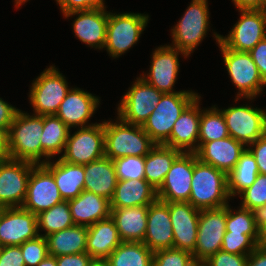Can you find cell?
<instances>
[{"instance_id":"8","label":"cell","mask_w":266,"mask_h":266,"mask_svg":"<svg viewBox=\"0 0 266 266\" xmlns=\"http://www.w3.org/2000/svg\"><path fill=\"white\" fill-rule=\"evenodd\" d=\"M208 24L207 0H192L184 16L172 29L173 47L190 55L206 35Z\"/></svg>"},{"instance_id":"44","label":"cell","mask_w":266,"mask_h":266,"mask_svg":"<svg viewBox=\"0 0 266 266\" xmlns=\"http://www.w3.org/2000/svg\"><path fill=\"white\" fill-rule=\"evenodd\" d=\"M207 261L211 266H246L248 255H237L219 250L211 255Z\"/></svg>"},{"instance_id":"11","label":"cell","mask_w":266,"mask_h":266,"mask_svg":"<svg viewBox=\"0 0 266 266\" xmlns=\"http://www.w3.org/2000/svg\"><path fill=\"white\" fill-rule=\"evenodd\" d=\"M162 94L143 78H137L122 98L118 107V118L126 123L142 126L154 111Z\"/></svg>"},{"instance_id":"33","label":"cell","mask_w":266,"mask_h":266,"mask_svg":"<svg viewBox=\"0 0 266 266\" xmlns=\"http://www.w3.org/2000/svg\"><path fill=\"white\" fill-rule=\"evenodd\" d=\"M70 128L55 114L44 115L43 132L40 137L42 156L51 158L65 150Z\"/></svg>"},{"instance_id":"41","label":"cell","mask_w":266,"mask_h":266,"mask_svg":"<svg viewBox=\"0 0 266 266\" xmlns=\"http://www.w3.org/2000/svg\"><path fill=\"white\" fill-rule=\"evenodd\" d=\"M118 181L145 179V156H125L113 160Z\"/></svg>"},{"instance_id":"34","label":"cell","mask_w":266,"mask_h":266,"mask_svg":"<svg viewBox=\"0 0 266 266\" xmlns=\"http://www.w3.org/2000/svg\"><path fill=\"white\" fill-rule=\"evenodd\" d=\"M106 259L110 266H153V252L143 242H122Z\"/></svg>"},{"instance_id":"3","label":"cell","mask_w":266,"mask_h":266,"mask_svg":"<svg viewBox=\"0 0 266 266\" xmlns=\"http://www.w3.org/2000/svg\"><path fill=\"white\" fill-rule=\"evenodd\" d=\"M104 122L105 157L112 160L125 156H146L156 145L142 126ZM131 127V128H130Z\"/></svg>"},{"instance_id":"45","label":"cell","mask_w":266,"mask_h":266,"mask_svg":"<svg viewBox=\"0 0 266 266\" xmlns=\"http://www.w3.org/2000/svg\"><path fill=\"white\" fill-rule=\"evenodd\" d=\"M0 266H25L20 245L0 247Z\"/></svg>"},{"instance_id":"2","label":"cell","mask_w":266,"mask_h":266,"mask_svg":"<svg viewBox=\"0 0 266 266\" xmlns=\"http://www.w3.org/2000/svg\"><path fill=\"white\" fill-rule=\"evenodd\" d=\"M44 115L17 112L9 129V158L40 164Z\"/></svg>"},{"instance_id":"17","label":"cell","mask_w":266,"mask_h":266,"mask_svg":"<svg viewBox=\"0 0 266 266\" xmlns=\"http://www.w3.org/2000/svg\"><path fill=\"white\" fill-rule=\"evenodd\" d=\"M241 18L220 42L228 49L249 52L266 38V21L262 10H240Z\"/></svg>"},{"instance_id":"43","label":"cell","mask_w":266,"mask_h":266,"mask_svg":"<svg viewBox=\"0 0 266 266\" xmlns=\"http://www.w3.org/2000/svg\"><path fill=\"white\" fill-rule=\"evenodd\" d=\"M193 254L181 249H164L153 253V266H191Z\"/></svg>"},{"instance_id":"29","label":"cell","mask_w":266,"mask_h":266,"mask_svg":"<svg viewBox=\"0 0 266 266\" xmlns=\"http://www.w3.org/2000/svg\"><path fill=\"white\" fill-rule=\"evenodd\" d=\"M121 243L115 221L111 217L88 226L86 252L92 258L106 259Z\"/></svg>"},{"instance_id":"54","label":"cell","mask_w":266,"mask_h":266,"mask_svg":"<svg viewBox=\"0 0 266 266\" xmlns=\"http://www.w3.org/2000/svg\"><path fill=\"white\" fill-rule=\"evenodd\" d=\"M261 244L266 246V212L261 214Z\"/></svg>"},{"instance_id":"15","label":"cell","mask_w":266,"mask_h":266,"mask_svg":"<svg viewBox=\"0 0 266 266\" xmlns=\"http://www.w3.org/2000/svg\"><path fill=\"white\" fill-rule=\"evenodd\" d=\"M194 172V152H181L174 160L157 198L162 202H188Z\"/></svg>"},{"instance_id":"18","label":"cell","mask_w":266,"mask_h":266,"mask_svg":"<svg viewBox=\"0 0 266 266\" xmlns=\"http://www.w3.org/2000/svg\"><path fill=\"white\" fill-rule=\"evenodd\" d=\"M173 227V248L194 252L198 233L200 210L189 202H169Z\"/></svg>"},{"instance_id":"35","label":"cell","mask_w":266,"mask_h":266,"mask_svg":"<svg viewBox=\"0 0 266 266\" xmlns=\"http://www.w3.org/2000/svg\"><path fill=\"white\" fill-rule=\"evenodd\" d=\"M259 174L255 157L246 148L234 169L228 174V191L230 196L240 194L250 187Z\"/></svg>"},{"instance_id":"48","label":"cell","mask_w":266,"mask_h":266,"mask_svg":"<svg viewBox=\"0 0 266 266\" xmlns=\"http://www.w3.org/2000/svg\"><path fill=\"white\" fill-rule=\"evenodd\" d=\"M249 54L258 68L261 78L266 83V38L251 49Z\"/></svg>"},{"instance_id":"42","label":"cell","mask_w":266,"mask_h":266,"mask_svg":"<svg viewBox=\"0 0 266 266\" xmlns=\"http://www.w3.org/2000/svg\"><path fill=\"white\" fill-rule=\"evenodd\" d=\"M25 266H37L48 255V243L46 237L38 235L20 245Z\"/></svg>"},{"instance_id":"5","label":"cell","mask_w":266,"mask_h":266,"mask_svg":"<svg viewBox=\"0 0 266 266\" xmlns=\"http://www.w3.org/2000/svg\"><path fill=\"white\" fill-rule=\"evenodd\" d=\"M214 35L223 54V60L230 78L240 91V93L237 94L238 96L235 101H237L240 96L248 99L254 98L260 91H262V86L266 85V83L261 78L259 70L255 62L252 60L251 55L249 52L235 51L226 48L220 42L221 35Z\"/></svg>"},{"instance_id":"51","label":"cell","mask_w":266,"mask_h":266,"mask_svg":"<svg viewBox=\"0 0 266 266\" xmlns=\"http://www.w3.org/2000/svg\"><path fill=\"white\" fill-rule=\"evenodd\" d=\"M246 266H266V246L260 244L248 255Z\"/></svg>"},{"instance_id":"26","label":"cell","mask_w":266,"mask_h":266,"mask_svg":"<svg viewBox=\"0 0 266 266\" xmlns=\"http://www.w3.org/2000/svg\"><path fill=\"white\" fill-rule=\"evenodd\" d=\"M84 190L111 200L117 185L113 160L103 157L84 165Z\"/></svg>"},{"instance_id":"38","label":"cell","mask_w":266,"mask_h":266,"mask_svg":"<svg viewBox=\"0 0 266 266\" xmlns=\"http://www.w3.org/2000/svg\"><path fill=\"white\" fill-rule=\"evenodd\" d=\"M226 232L261 235V215L244 207L234 214L227 204Z\"/></svg>"},{"instance_id":"25","label":"cell","mask_w":266,"mask_h":266,"mask_svg":"<svg viewBox=\"0 0 266 266\" xmlns=\"http://www.w3.org/2000/svg\"><path fill=\"white\" fill-rule=\"evenodd\" d=\"M68 203L75 225L90 226L111 217L110 200L87 190Z\"/></svg>"},{"instance_id":"49","label":"cell","mask_w":266,"mask_h":266,"mask_svg":"<svg viewBox=\"0 0 266 266\" xmlns=\"http://www.w3.org/2000/svg\"><path fill=\"white\" fill-rule=\"evenodd\" d=\"M92 260L87 252L56 257L57 266H89Z\"/></svg>"},{"instance_id":"57","label":"cell","mask_w":266,"mask_h":266,"mask_svg":"<svg viewBox=\"0 0 266 266\" xmlns=\"http://www.w3.org/2000/svg\"><path fill=\"white\" fill-rule=\"evenodd\" d=\"M191 266H211L205 259H194Z\"/></svg>"},{"instance_id":"40","label":"cell","mask_w":266,"mask_h":266,"mask_svg":"<svg viewBox=\"0 0 266 266\" xmlns=\"http://www.w3.org/2000/svg\"><path fill=\"white\" fill-rule=\"evenodd\" d=\"M241 196L243 198L241 207L261 215L266 210V175L259 173L255 182L241 192Z\"/></svg>"},{"instance_id":"14","label":"cell","mask_w":266,"mask_h":266,"mask_svg":"<svg viewBox=\"0 0 266 266\" xmlns=\"http://www.w3.org/2000/svg\"><path fill=\"white\" fill-rule=\"evenodd\" d=\"M226 232V206L200 210L194 259L207 260L221 250Z\"/></svg>"},{"instance_id":"32","label":"cell","mask_w":266,"mask_h":266,"mask_svg":"<svg viewBox=\"0 0 266 266\" xmlns=\"http://www.w3.org/2000/svg\"><path fill=\"white\" fill-rule=\"evenodd\" d=\"M180 150L156 144L145 156V180L156 190L163 184Z\"/></svg>"},{"instance_id":"24","label":"cell","mask_w":266,"mask_h":266,"mask_svg":"<svg viewBox=\"0 0 266 266\" xmlns=\"http://www.w3.org/2000/svg\"><path fill=\"white\" fill-rule=\"evenodd\" d=\"M99 99L81 89H70L61 102L57 115L69 128L85 124L98 107Z\"/></svg>"},{"instance_id":"4","label":"cell","mask_w":266,"mask_h":266,"mask_svg":"<svg viewBox=\"0 0 266 266\" xmlns=\"http://www.w3.org/2000/svg\"><path fill=\"white\" fill-rule=\"evenodd\" d=\"M199 97L194 92L179 91L162 94L154 111L142 125L155 144H164L182 112Z\"/></svg>"},{"instance_id":"13","label":"cell","mask_w":266,"mask_h":266,"mask_svg":"<svg viewBox=\"0 0 266 266\" xmlns=\"http://www.w3.org/2000/svg\"><path fill=\"white\" fill-rule=\"evenodd\" d=\"M230 137L243 145L252 144L265 135L266 112L249 106L230 107L221 111Z\"/></svg>"},{"instance_id":"22","label":"cell","mask_w":266,"mask_h":266,"mask_svg":"<svg viewBox=\"0 0 266 266\" xmlns=\"http://www.w3.org/2000/svg\"><path fill=\"white\" fill-rule=\"evenodd\" d=\"M244 145L233 137L205 142L195 153L198 159L229 174L245 151Z\"/></svg>"},{"instance_id":"47","label":"cell","mask_w":266,"mask_h":266,"mask_svg":"<svg viewBox=\"0 0 266 266\" xmlns=\"http://www.w3.org/2000/svg\"><path fill=\"white\" fill-rule=\"evenodd\" d=\"M250 145H253L255 149L253 147L251 149V146L247 149L255 157L259 173L266 175V134Z\"/></svg>"},{"instance_id":"53","label":"cell","mask_w":266,"mask_h":266,"mask_svg":"<svg viewBox=\"0 0 266 266\" xmlns=\"http://www.w3.org/2000/svg\"><path fill=\"white\" fill-rule=\"evenodd\" d=\"M9 158V129L0 128V160Z\"/></svg>"},{"instance_id":"55","label":"cell","mask_w":266,"mask_h":266,"mask_svg":"<svg viewBox=\"0 0 266 266\" xmlns=\"http://www.w3.org/2000/svg\"><path fill=\"white\" fill-rule=\"evenodd\" d=\"M37 266H57L56 257L48 255Z\"/></svg>"},{"instance_id":"1","label":"cell","mask_w":266,"mask_h":266,"mask_svg":"<svg viewBox=\"0 0 266 266\" xmlns=\"http://www.w3.org/2000/svg\"><path fill=\"white\" fill-rule=\"evenodd\" d=\"M229 198L228 174L201 162L194 152V172L188 202L199 210L216 209L226 206Z\"/></svg>"},{"instance_id":"46","label":"cell","mask_w":266,"mask_h":266,"mask_svg":"<svg viewBox=\"0 0 266 266\" xmlns=\"http://www.w3.org/2000/svg\"><path fill=\"white\" fill-rule=\"evenodd\" d=\"M63 12L89 10L93 8H105L103 0H56Z\"/></svg>"},{"instance_id":"20","label":"cell","mask_w":266,"mask_h":266,"mask_svg":"<svg viewBox=\"0 0 266 266\" xmlns=\"http://www.w3.org/2000/svg\"><path fill=\"white\" fill-rule=\"evenodd\" d=\"M187 55L172 46H162L155 49L150 66V73L143 78L147 83L157 88L160 92L175 93L172 89L179 70L178 53ZM174 91V92H173Z\"/></svg>"},{"instance_id":"31","label":"cell","mask_w":266,"mask_h":266,"mask_svg":"<svg viewBox=\"0 0 266 266\" xmlns=\"http://www.w3.org/2000/svg\"><path fill=\"white\" fill-rule=\"evenodd\" d=\"M88 226L74 225L46 236L50 256L86 252Z\"/></svg>"},{"instance_id":"10","label":"cell","mask_w":266,"mask_h":266,"mask_svg":"<svg viewBox=\"0 0 266 266\" xmlns=\"http://www.w3.org/2000/svg\"><path fill=\"white\" fill-rule=\"evenodd\" d=\"M34 165L24 160H0V208L22 207Z\"/></svg>"},{"instance_id":"12","label":"cell","mask_w":266,"mask_h":266,"mask_svg":"<svg viewBox=\"0 0 266 266\" xmlns=\"http://www.w3.org/2000/svg\"><path fill=\"white\" fill-rule=\"evenodd\" d=\"M63 201L52 172L44 164L31 170L24 209L36 215Z\"/></svg>"},{"instance_id":"16","label":"cell","mask_w":266,"mask_h":266,"mask_svg":"<svg viewBox=\"0 0 266 266\" xmlns=\"http://www.w3.org/2000/svg\"><path fill=\"white\" fill-rule=\"evenodd\" d=\"M38 235L36 214L23 207L0 208V247L21 245Z\"/></svg>"},{"instance_id":"50","label":"cell","mask_w":266,"mask_h":266,"mask_svg":"<svg viewBox=\"0 0 266 266\" xmlns=\"http://www.w3.org/2000/svg\"><path fill=\"white\" fill-rule=\"evenodd\" d=\"M19 110L0 98V128L10 129Z\"/></svg>"},{"instance_id":"36","label":"cell","mask_w":266,"mask_h":266,"mask_svg":"<svg viewBox=\"0 0 266 266\" xmlns=\"http://www.w3.org/2000/svg\"><path fill=\"white\" fill-rule=\"evenodd\" d=\"M229 136L224 116L215 106L202 113L200 111L198 149L205 143Z\"/></svg>"},{"instance_id":"58","label":"cell","mask_w":266,"mask_h":266,"mask_svg":"<svg viewBox=\"0 0 266 266\" xmlns=\"http://www.w3.org/2000/svg\"><path fill=\"white\" fill-rule=\"evenodd\" d=\"M27 0H15L17 7L19 5H22L23 2H26Z\"/></svg>"},{"instance_id":"39","label":"cell","mask_w":266,"mask_h":266,"mask_svg":"<svg viewBox=\"0 0 266 266\" xmlns=\"http://www.w3.org/2000/svg\"><path fill=\"white\" fill-rule=\"evenodd\" d=\"M260 244L261 235L225 232L221 250L237 255H249Z\"/></svg>"},{"instance_id":"27","label":"cell","mask_w":266,"mask_h":266,"mask_svg":"<svg viewBox=\"0 0 266 266\" xmlns=\"http://www.w3.org/2000/svg\"><path fill=\"white\" fill-rule=\"evenodd\" d=\"M157 190L145 179L118 181L110 200L111 208L150 205L157 200Z\"/></svg>"},{"instance_id":"7","label":"cell","mask_w":266,"mask_h":266,"mask_svg":"<svg viewBox=\"0 0 266 266\" xmlns=\"http://www.w3.org/2000/svg\"><path fill=\"white\" fill-rule=\"evenodd\" d=\"M147 22L148 15L109 12L104 47L112 57L122 55L138 41Z\"/></svg>"},{"instance_id":"23","label":"cell","mask_w":266,"mask_h":266,"mask_svg":"<svg viewBox=\"0 0 266 266\" xmlns=\"http://www.w3.org/2000/svg\"><path fill=\"white\" fill-rule=\"evenodd\" d=\"M199 99L200 96L182 112L173 126L170 138L163 145L178 149L181 152H196L198 150V146L195 144L199 138L201 110L198 104Z\"/></svg>"},{"instance_id":"59","label":"cell","mask_w":266,"mask_h":266,"mask_svg":"<svg viewBox=\"0 0 266 266\" xmlns=\"http://www.w3.org/2000/svg\"><path fill=\"white\" fill-rule=\"evenodd\" d=\"M262 11L264 12V15H265V21H266V4H265V6L263 7Z\"/></svg>"},{"instance_id":"19","label":"cell","mask_w":266,"mask_h":266,"mask_svg":"<svg viewBox=\"0 0 266 266\" xmlns=\"http://www.w3.org/2000/svg\"><path fill=\"white\" fill-rule=\"evenodd\" d=\"M143 243L154 253L173 248V227L169 214V202L156 200L148 205L147 229Z\"/></svg>"},{"instance_id":"56","label":"cell","mask_w":266,"mask_h":266,"mask_svg":"<svg viewBox=\"0 0 266 266\" xmlns=\"http://www.w3.org/2000/svg\"><path fill=\"white\" fill-rule=\"evenodd\" d=\"M89 266H110V264L107 259L93 258Z\"/></svg>"},{"instance_id":"52","label":"cell","mask_w":266,"mask_h":266,"mask_svg":"<svg viewBox=\"0 0 266 266\" xmlns=\"http://www.w3.org/2000/svg\"><path fill=\"white\" fill-rule=\"evenodd\" d=\"M238 10H262L266 0H232Z\"/></svg>"},{"instance_id":"21","label":"cell","mask_w":266,"mask_h":266,"mask_svg":"<svg viewBox=\"0 0 266 266\" xmlns=\"http://www.w3.org/2000/svg\"><path fill=\"white\" fill-rule=\"evenodd\" d=\"M79 14L73 23L76 37L91 47L102 49L106 42L108 13L104 8L78 10L64 14L70 17Z\"/></svg>"},{"instance_id":"37","label":"cell","mask_w":266,"mask_h":266,"mask_svg":"<svg viewBox=\"0 0 266 266\" xmlns=\"http://www.w3.org/2000/svg\"><path fill=\"white\" fill-rule=\"evenodd\" d=\"M38 232L42 228L46 231L44 237L51 233L74 226L68 201L54 205L50 209L37 215Z\"/></svg>"},{"instance_id":"28","label":"cell","mask_w":266,"mask_h":266,"mask_svg":"<svg viewBox=\"0 0 266 266\" xmlns=\"http://www.w3.org/2000/svg\"><path fill=\"white\" fill-rule=\"evenodd\" d=\"M148 205L111 208V218L115 221L122 242H143L147 229Z\"/></svg>"},{"instance_id":"6","label":"cell","mask_w":266,"mask_h":266,"mask_svg":"<svg viewBox=\"0 0 266 266\" xmlns=\"http://www.w3.org/2000/svg\"><path fill=\"white\" fill-rule=\"evenodd\" d=\"M105 156L104 122L81 127L74 135H68L64 154L67 163L86 165Z\"/></svg>"},{"instance_id":"9","label":"cell","mask_w":266,"mask_h":266,"mask_svg":"<svg viewBox=\"0 0 266 266\" xmlns=\"http://www.w3.org/2000/svg\"><path fill=\"white\" fill-rule=\"evenodd\" d=\"M67 82L55 67L45 69L33 82L30 102L37 115L56 114L68 91Z\"/></svg>"},{"instance_id":"30","label":"cell","mask_w":266,"mask_h":266,"mask_svg":"<svg viewBox=\"0 0 266 266\" xmlns=\"http://www.w3.org/2000/svg\"><path fill=\"white\" fill-rule=\"evenodd\" d=\"M40 164L52 172L63 200L74 199L84 190V165L70 164L61 158L53 164L49 161Z\"/></svg>"}]
</instances>
